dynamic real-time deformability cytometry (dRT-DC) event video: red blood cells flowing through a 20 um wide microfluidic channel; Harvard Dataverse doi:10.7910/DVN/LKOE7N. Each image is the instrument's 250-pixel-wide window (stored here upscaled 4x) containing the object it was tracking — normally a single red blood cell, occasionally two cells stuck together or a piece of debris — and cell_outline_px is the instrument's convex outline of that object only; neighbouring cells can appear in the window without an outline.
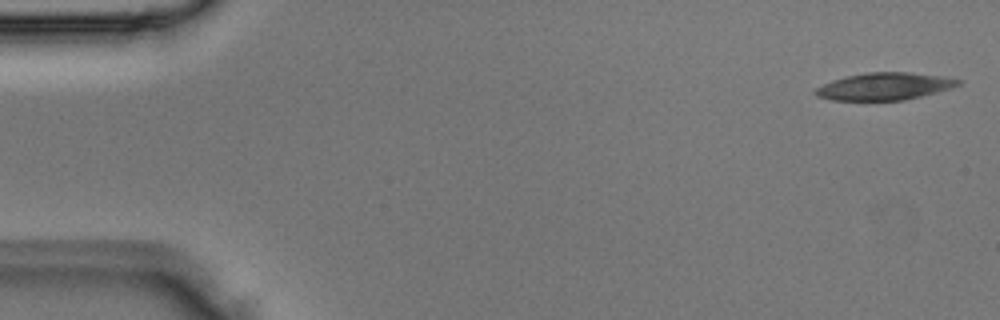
{"species": "Egyptian fruit bat (a non-hibernating species)", "species_latin": "Rousettus aegyptiacus", "temperature_condition": "room temperature", "stored_images_in_passage": 4, "segment_of_instrument_passage": [2, 2], "camera_frame_rate_fps": 3000, "um_per_image_px": 0.085, "animal": {"sex": "male"}, "frame": {"image": 1, "passage_image": 4, "time_ms": 1.0, "image_size_px": [1000, 320], "cell_outline_px": [[960, 84], [952, 88], [904, 100], [832, 100], [816, 96], [812, 92], [816, 88], [832, 80], [848, 76], [868, 72], [908, 72], [940, 76], [960, 80]], "centroid_in_image_um": [75.14, 7.34], "position_along_channel_um": 9.9, "area_um2": 22.43}}